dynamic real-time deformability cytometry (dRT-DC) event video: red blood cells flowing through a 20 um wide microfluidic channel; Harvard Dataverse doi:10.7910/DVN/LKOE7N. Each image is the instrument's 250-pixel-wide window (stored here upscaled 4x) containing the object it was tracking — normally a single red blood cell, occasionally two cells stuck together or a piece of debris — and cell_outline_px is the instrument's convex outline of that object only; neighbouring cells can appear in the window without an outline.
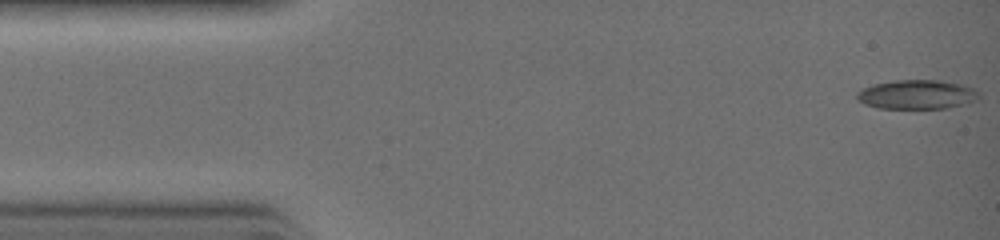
{"species": "common noctule bat (a hibernating species)", "species_latin": "Nyctalus noctula", "temperature_condition": "warm", "stored_images_in_passage": 8, "camera_frame_rate_fps": 3000, "um_per_image_px": 0.085, "animal": {"sex": "female", "body_mass_g": 19.0, "forearm_length_mm": 51.5}, "frame": {"image": 1, "passage_image": 1, "time_ms": 0.0, "image_size_px": [1000, 240], "cell_outline_px": [[980, 96], [976, 100], [968, 104], [948, 108], [876, 108], [864, 104], [856, 96], [856, 92], [872, 84], [896, 80], [940, 80], [960, 84], [972, 88], [980, 92]], "centroid_in_image_um": [77.96, 8.04], "position_along_channel_um": 7.0, "area_um2": 20.87}}